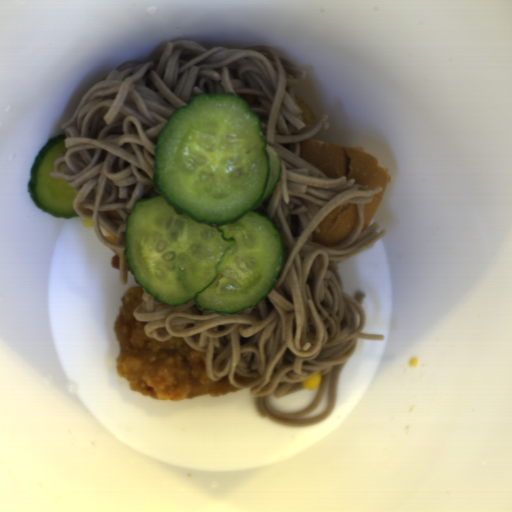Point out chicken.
Instances as JSON below:
<instances>
[{
  "instance_id": "ae283196",
  "label": "chicken",
  "mask_w": 512,
  "mask_h": 512,
  "mask_svg": "<svg viewBox=\"0 0 512 512\" xmlns=\"http://www.w3.org/2000/svg\"><path fill=\"white\" fill-rule=\"evenodd\" d=\"M142 301V286H129L121 295L120 311L112 327L120 348L116 372L133 392L150 400L183 402L199 395L215 398L246 389L230 383L227 375L210 380L206 352L195 350L183 337L157 341L145 334L147 322L134 316Z\"/></svg>"
},
{
  "instance_id": "52989762",
  "label": "chicken",
  "mask_w": 512,
  "mask_h": 512,
  "mask_svg": "<svg viewBox=\"0 0 512 512\" xmlns=\"http://www.w3.org/2000/svg\"><path fill=\"white\" fill-rule=\"evenodd\" d=\"M100 229H101V233H102L104 239L107 242H110L112 244H116L118 242L119 238H117L116 236H114L113 234L108 232L104 227L100 226Z\"/></svg>"
},
{
  "instance_id": "694c0efe",
  "label": "chicken",
  "mask_w": 512,
  "mask_h": 512,
  "mask_svg": "<svg viewBox=\"0 0 512 512\" xmlns=\"http://www.w3.org/2000/svg\"><path fill=\"white\" fill-rule=\"evenodd\" d=\"M110 266H111V268L120 271V255H119V253L112 256V258L110 260Z\"/></svg>"
},
{
  "instance_id": "d9feceb8",
  "label": "chicken",
  "mask_w": 512,
  "mask_h": 512,
  "mask_svg": "<svg viewBox=\"0 0 512 512\" xmlns=\"http://www.w3.org/2000/svg\"><path fill=\"white\" fill-rule=\"evenodd\" d=\"M235 378L240 381V382H243V383H252L254 381V378H247V377H244L240 374H238L237 372L234 374Z\"/></svg>"
}]
</instances>
